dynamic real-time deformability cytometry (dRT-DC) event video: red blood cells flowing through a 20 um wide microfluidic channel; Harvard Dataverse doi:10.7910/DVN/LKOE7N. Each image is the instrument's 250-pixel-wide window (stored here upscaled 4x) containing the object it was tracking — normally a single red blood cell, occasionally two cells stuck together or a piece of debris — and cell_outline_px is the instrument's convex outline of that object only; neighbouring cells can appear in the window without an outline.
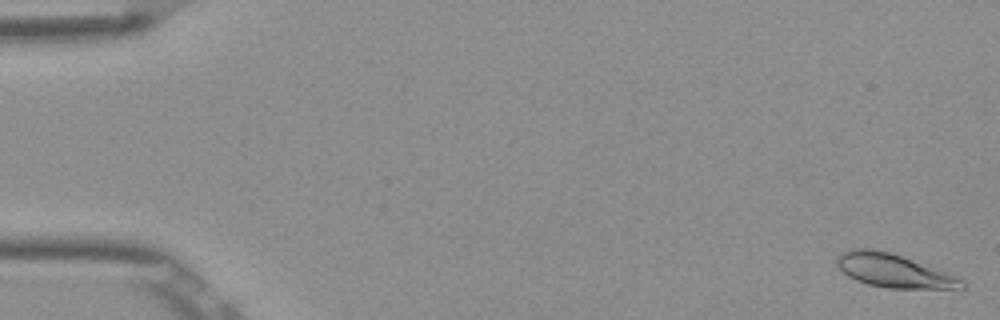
{"species": "Egyptian fruit bat (a non-hibernating species)", "species_latin": "Rousettus aegyptiacus", "temperature_condition": "room temperature", "stored_images_in_passage": 15, "camera_frame_rate_fps": 3000, "um_per_image_px": 0.085, "frame": {"image": 1, "passage_image": 1, "time_ms": 0.0, "image_size_px": [1000, 320], "cell_outline_px": [[964, 288], [888, 288], [868, 284], [856, 280], [848, 276], [836, 264], [836, 256], [852, 248], [872, 248], [888, 252], [952, 272], [964, 280]], "centroid_in_image_um": [76.01, 23.0], "position_along_channel_um": 9.0, "area_um2": 24.45}}
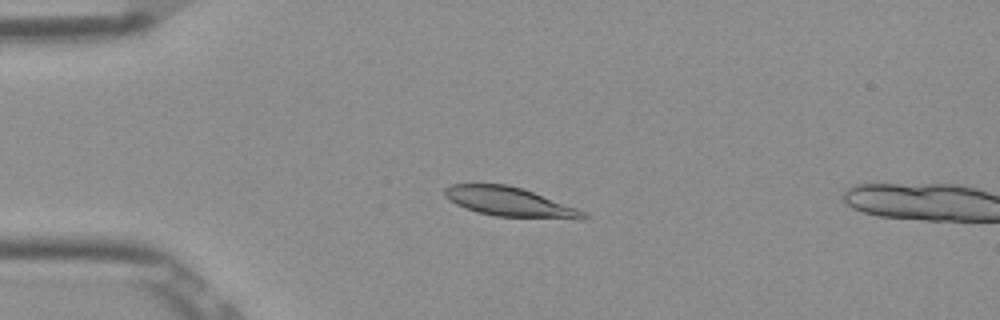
{"frame": {"image": 2, "passage_image": 13, "time_ms": 4.0, "image_size_px": [1000, 320], "cell_outline_px": [[588, 216], [584, 220], [580, 220], [496, 216], [476, 212], [456, 204], [448, 200], [444, 196], [444, 188], [452, 184], [508, 184], [532, 192], [576, 208], [584, 212]], "centroid_in_image_um": [43.31, 17.18], "position_along_channel_um": 41.7, "area_um2": 23.64}}